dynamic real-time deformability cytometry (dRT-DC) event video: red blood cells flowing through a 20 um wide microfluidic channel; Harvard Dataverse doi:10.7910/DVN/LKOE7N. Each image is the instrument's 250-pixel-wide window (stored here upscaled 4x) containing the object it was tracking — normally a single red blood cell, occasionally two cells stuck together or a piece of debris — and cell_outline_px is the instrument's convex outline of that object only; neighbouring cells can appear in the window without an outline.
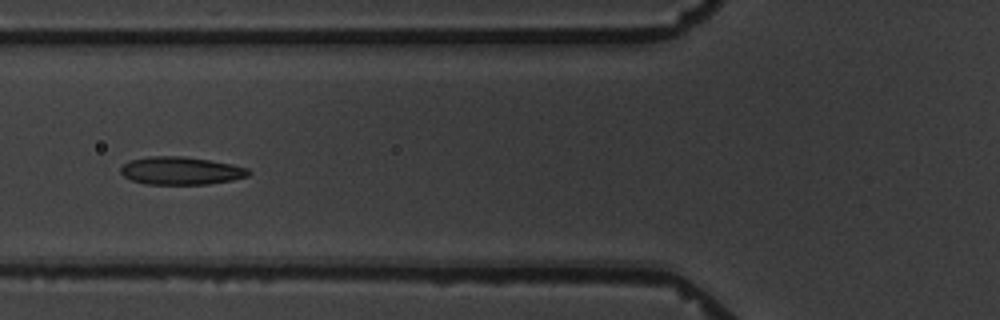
{"species": "common noctule bat (a hibernating species)", "species_latin": "Nyctalus noctula", "temperature_condition": "warm", "stored_images_in_passage": 8, "camera_frame_rate_fps": 3000, "um_per_image_px": 0.085, "animal": {"sex": "male", "body_mass_g": 19.5, "forearm_length_mm": 54.6}, "frame": {"image": 1, "passage_image": 3, "time_ms": 3.333, "image_size_px": [1000, 320], "cell_outline_px": [[252, 172], [248, 176], [232, 180], [208, 184], [144, 184], [132, 180], [124, 176], [120, 172], [120, 168], [128, 160], [148, 156], [184, 156], [232, 164], [248, 168]], "centroid_in_image_um": [15.37, 14.51], "position_along_channel_um": 110.4, "area_um2": 20.87}}
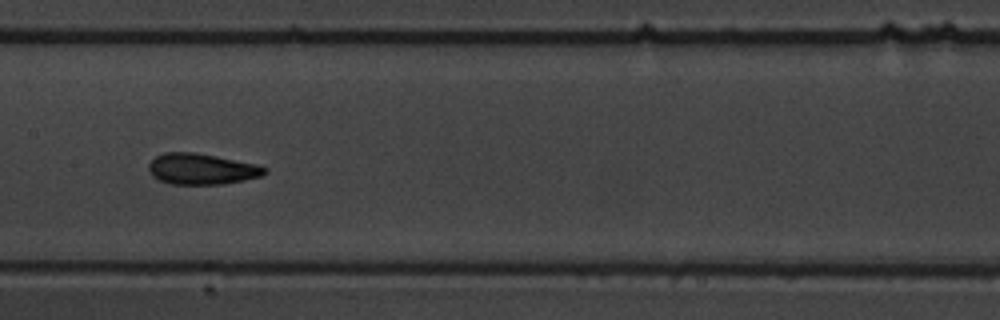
{"frame": {"image": 2, "passage_image": 5, "time_ms": 5.667, "image_size_px": [1000, 320], "cell_outline_px": [[268, 172], [260, 176], [244, 180], [224, 184], [172, 184], [160, 180], [152, 176], [148, 168], [148, 164], [156, 156], [164, 152], [196, 152], [260, 164], [268, 168]], "centroid_in_image_um": [17.18, 14.35], "position_along_channel_um": 190.2, "area_um2": 21.15}}
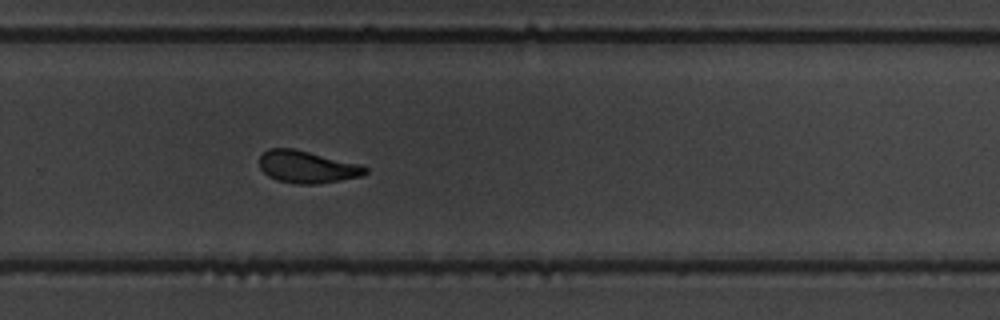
{"frame": {"image": 3, "passage_image": 8, "time_ms": 9.0, "image_size_px": [1000, 320], "cell_outline_px": [[368, 172], [364, 176], [316, 184], [292, 184], [276, 180], [268, 176], [260, 168], [260, 156], [268, 148], [292, 148], [360, 164], [368, 168]], "centroid_in_image_um": [26.11, 14.2], "position_along_channel_um": 303.7, "area_um2": 19.94}}